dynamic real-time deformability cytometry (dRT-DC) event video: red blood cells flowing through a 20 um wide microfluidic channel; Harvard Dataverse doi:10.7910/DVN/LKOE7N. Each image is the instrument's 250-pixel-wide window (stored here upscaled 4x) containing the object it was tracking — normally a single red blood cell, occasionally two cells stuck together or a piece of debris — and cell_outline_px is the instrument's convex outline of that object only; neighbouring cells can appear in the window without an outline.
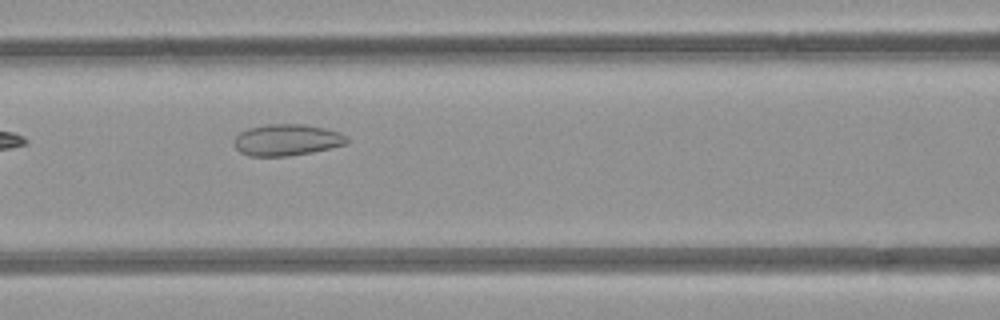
{"species": "common noctule bat (a hibernating species)", "species_latin": "Nyctalus noctula", "temperature_condition": "room temperature", "stored_images_in_passage": 9, "camera_frame_rate_fps": 3000, "um_per_image_px": 0.085, "animal": {"sex": "female", "body_mass_g": 21.9}, "frame": {"image": 1, "passage_image": 7, "time_ms": 7.0, "image_size_px": [1000, 320], "cell_outline_px": [[348, 140], [344, 144], [312, 152], [288, 156], [248, 156], [240, 152], [232, 144], [236, 136], [240, 132], [248, 128], [268, 124], [304, 124], [324, 128], [340, 132], [348, 136]], "centroid_in_image_um": [24.35, 11.89], "position_along_channel_um": 142.3, "area_um2": 20.69}}
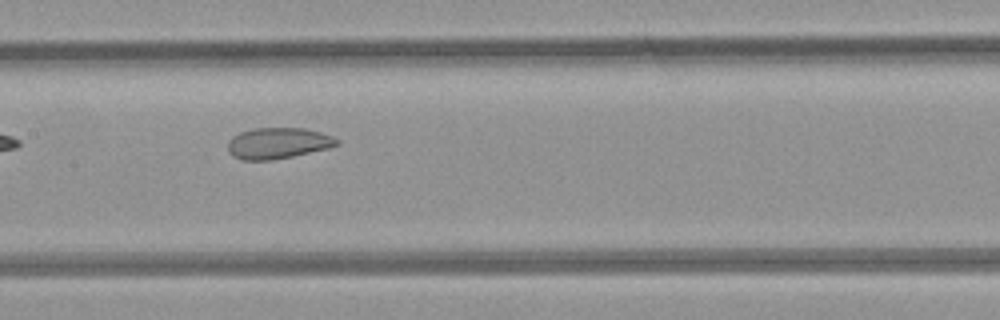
{"frame": {"image": 2, "passage_image": 8, "time_ms": 8.0, "image_size_px": [1000, 320], "cell_outline_px": [[340, 144], [328, 148], [292, 156], [268, 160], [244, 160], [232, 156], [228, 152], [228, 140], [232, 136], [240, 132], [252, 128], [304, 128], [320, 132], [332, 136], [340, 140]], "centroid_in_image_um": [23.61, 12.16], "position_along_channel_um": 183.8, "area_um2": 19.77}}
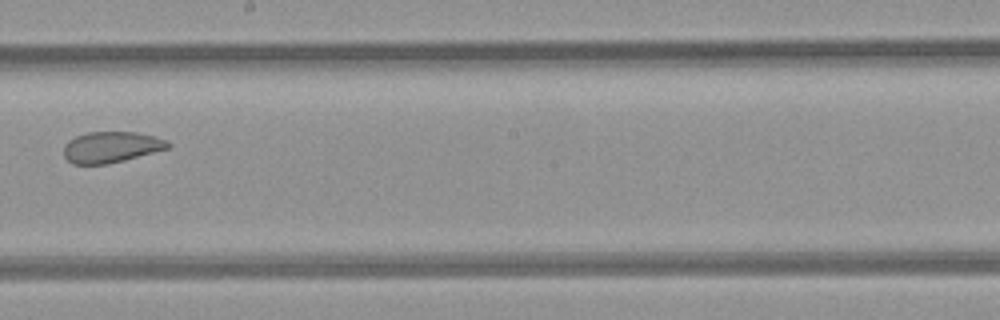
{"frame": {"image": 3, "passage_image": 9, "time_ms": 9.333, "image_size_px": [1000, 320], "cell_outline_px": [[172, 144], [168, 148], [124, 160], [108, 164], [72, 164], [64, 156], [64, 144], [68, 140], [76, 136], [88, 132], [136, 132], [168, 140]], "centroid_in_image_um": [9.43, 12.5], "position_along_channel_um": 238.8, "area_um2": 18.79}}